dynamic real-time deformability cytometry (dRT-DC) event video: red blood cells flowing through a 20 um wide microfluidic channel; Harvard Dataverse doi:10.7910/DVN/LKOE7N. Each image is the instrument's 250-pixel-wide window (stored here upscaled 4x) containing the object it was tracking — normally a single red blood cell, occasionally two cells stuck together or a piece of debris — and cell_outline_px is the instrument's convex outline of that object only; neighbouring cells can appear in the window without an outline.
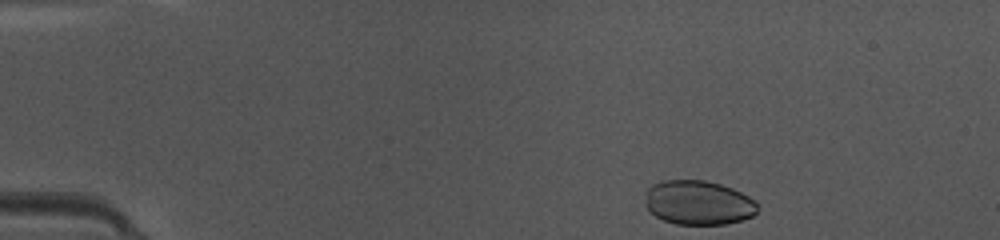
{"species": "common noctule bat (a hibernating species)", "species_latin": "Nyctalus noctula", "temperature_condition": "warm", "stored_images_in_passage": 38, "camera_frame_rate_fps": 3000, "um_per_image_px": 0.085, "animal": {"sex": "female", "body_mass_g": 10.0, "forearm_length_mm": 53.1}, "frame": {"image": 1, "passage_image": 1, "time_ms": 0.0, "image_size_px": [1000, 240], "cell_outline_px": [[756, 212], [752, 216], [740, 220], [724, 224], [676, 224], [664, 220], [656, 216], [648, 208], [648, 188], [652, 184], [664, 180], [704, 180], [720, 184], [732, 188], [756, 200]], "centroid_in_image_um": [59.39, 17.22], "position_along_channel_um": 25.6, "area_um2": 28.55}}
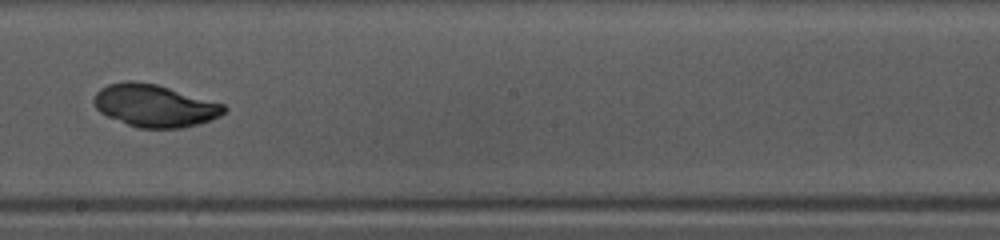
{"frame": {"image": 2, "passage_image": 21, "time_ms": 6.667, "image_size_px": [1000, 240], "cell_outline_px": [[228, 108], [220, 116], [200, 124], [180, 128], [136, 128], [108, 116], [100, 112], [96, 108], [92, 100], [96, 92], [100, 88], [108, 84], [128, 80], [132, 80], [156, 84], [224, 104]], "centroid_in_image_um": [13.13, 8.98], "position_along_channel_um": 235.1, "area_um2": 32.19}}
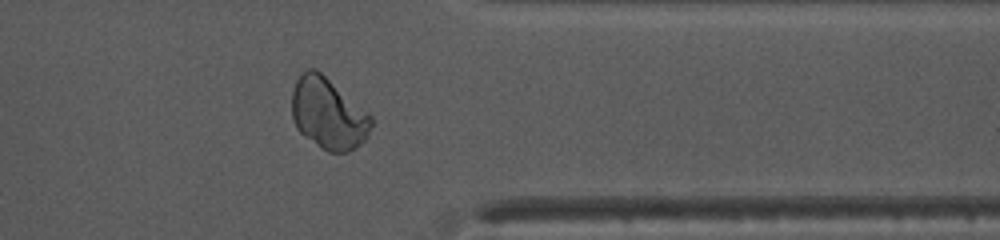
{"frame": {"image": 3, "passage_image": 32, "time_ms": 10.333, "image_size_px": [1000, 240], "cell_outline_px": [[376, 120], [368, 136], [356, 148], [348, 152], [328, 152], [304, 136], [296, 128], [292, 116], [292, 92], [296, 80], [308, 68], [316, 68], [372, 116]], "centroid_in_image_um": [27.92, 9.67], "position_along_channel_um": 383.5, "area_um2": 33.0}}